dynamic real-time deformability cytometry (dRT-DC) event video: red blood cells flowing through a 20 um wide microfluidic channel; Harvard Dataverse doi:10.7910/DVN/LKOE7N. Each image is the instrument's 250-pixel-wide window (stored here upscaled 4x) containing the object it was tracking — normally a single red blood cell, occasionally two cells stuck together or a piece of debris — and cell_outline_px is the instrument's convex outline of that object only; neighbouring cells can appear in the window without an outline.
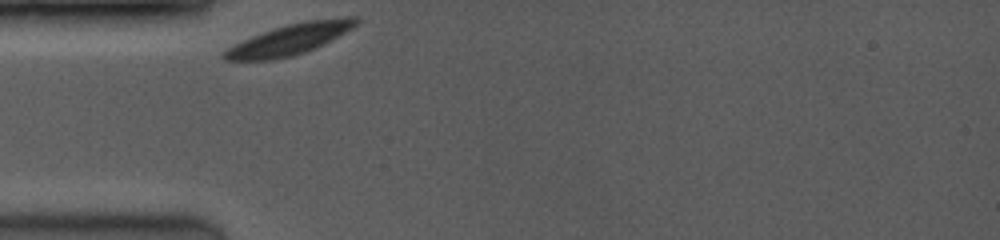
{"species": "common noctule bat (a hibernating species)", "species_latin": "Nyctalus noctula", "temperature_condition": "room temperature", "stored_images_in_passage": 11, "camera_frame_rate_fps": 3500, "um_per_image_px": 0.085, "animal": {"sex": "female", "body_mass_g": 19.0, "forearm_length_mm": 53.3}, "frame": {"image": 1, "passage_image": 1, "time_ms": 0.0, "image_size_px": [1000, 240], "cell_outline_px": [[360, 20], [352, 28], [324, 44], [316, 48], [292, 56], [272, 60], [224, 60], [220, 56], [220, 52], [252, 36], [272, 28], [288, 24], [308, 20], [344, 16], [356, 16]], "centroid_in_image_um": [24.63, 3.34], "position_along_channel_um": 60.4, "area_um2": 23.64}}
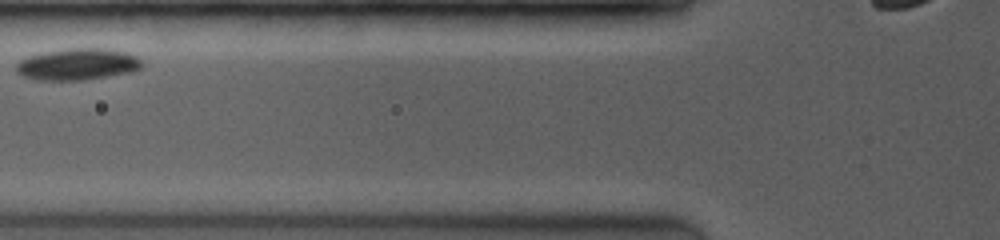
{"frame": {"image": 2, "passage_image": 4, "time_ms": 1.714, "image_size_px": [1000, 240], "cell_outline_px": [[144, 64], [140, 68], [132, 72], [84, 80], [36, 80], [20, 76], [16, 72], [16, 64], [20, 60], [28, 56], [68, 48], [104, 48], [128, 52], [136, 56]], "centroid_in_image_um": [6.6, 5.47], "position_along_channel_um": 119.2, "area_um2": 23.29}}
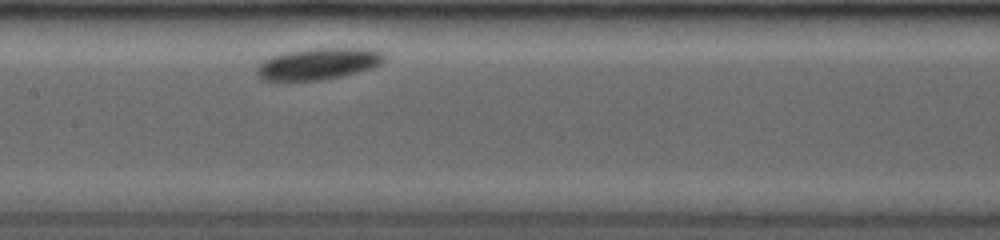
{"frame": {"image": 3, "passage_image": 7, "time_ms": 3.429, "image_size_px": [1000, 240], "cell_outline_px": [[388, 56], [380, 64], [372, 68], [340, 76], [320, 80], [264, 80], [256, 72], [256, 68], [264, 60], [272, 56], [284, 52], [304, 48], [372, 48], [384, 52]], "centroid_in_image_um": [27.11, 5.39], "position_along_channel_um": 180.3, "area_um2": 23.52}}